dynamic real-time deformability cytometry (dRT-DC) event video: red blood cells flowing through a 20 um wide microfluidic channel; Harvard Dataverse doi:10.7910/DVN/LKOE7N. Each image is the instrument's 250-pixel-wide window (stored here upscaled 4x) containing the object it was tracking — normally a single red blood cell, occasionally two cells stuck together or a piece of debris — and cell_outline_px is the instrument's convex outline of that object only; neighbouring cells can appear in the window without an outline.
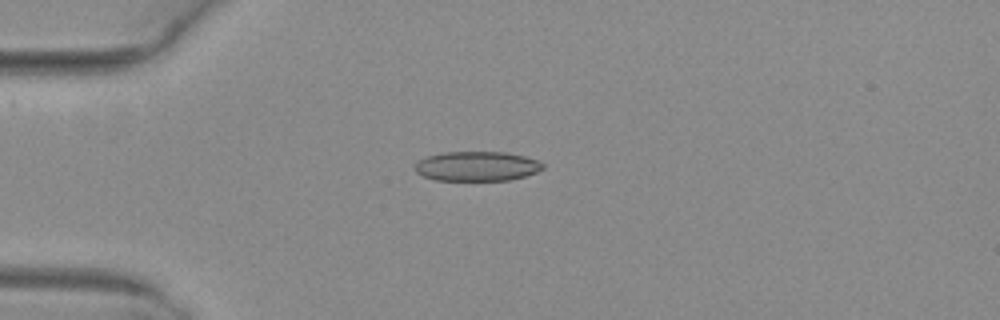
{"species": "common noctule bat (a hibernating species)", "species_latin": "Nyctalus noctula", "temperature_condition": "warm", "stored_images_in_passage": 5, "camera_frame_rate_fps": 3000, "um_per_image_px": 0.085, "animal": {"sex": "female", "body_mass_g": 29.2, "forearm_length_mm": 56.3}, "frame": {"image": 1, "passage_image": 3, "time_ms": 0.667, "image_size_px": [1000, 320], "cell_outline_px": [[544, 168], [536, 172], [524, 176], [508, 180], [436, 180], [424, 176], [416, 172], [412, 168], [416, 160], [440, 152], [504, 152], [524, 156], [536, 160], [544, 164]], "centroid_in_image_um": [40.48, 14.12], "position_along_channel_um": 44.5, "area_um2": 22.14}}
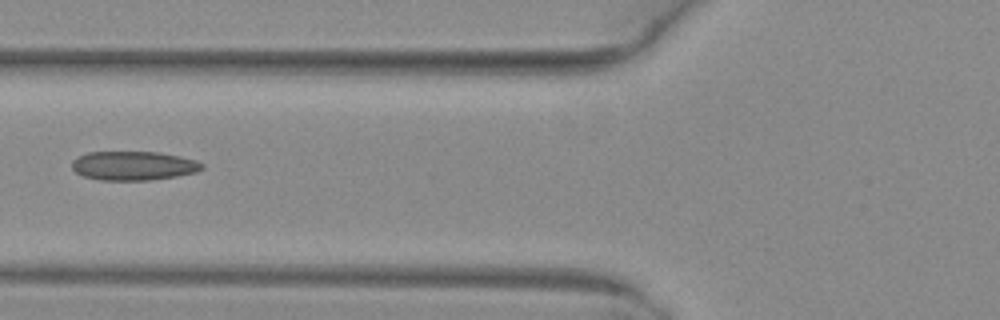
{"frame": {"image": 2, "passage_image": 5, "time_ms": 1.333, "image_size_px": [1000, 320], "cell_outline_px": [[204, 168], [196, 172], [176, 176], [152, 180], [100, 180], [84, 176], [76, 172], [72, 168], [72, 160], [88, 152], [156, 152], [180, 156], [196, 160], [204, 164]], "centroid_in_image_um": [11.37, 14.09], "position_along_channel_um": 114.4, "area_um2": 21.96}}